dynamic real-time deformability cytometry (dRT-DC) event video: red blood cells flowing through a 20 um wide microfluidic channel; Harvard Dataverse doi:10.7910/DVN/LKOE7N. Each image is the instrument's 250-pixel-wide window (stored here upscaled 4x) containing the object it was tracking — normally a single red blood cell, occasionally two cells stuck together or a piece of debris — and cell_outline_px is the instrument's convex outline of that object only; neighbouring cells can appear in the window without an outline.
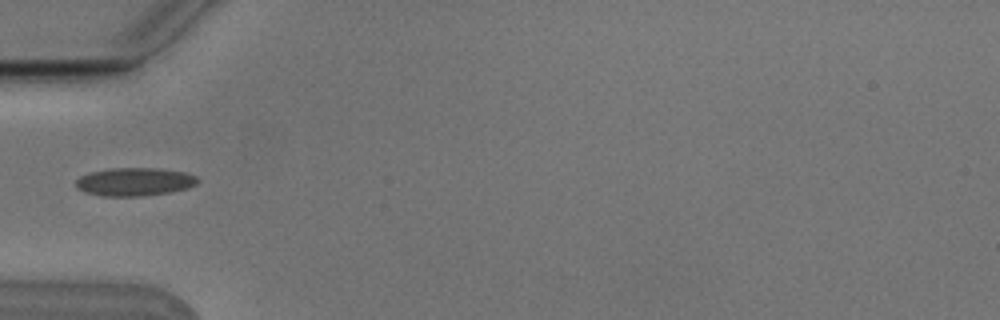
{"species": "Egyptian fruit bat (a non-hibernating species)", "species_latin": "Rousettus aegyptiacus", "temperature_condition": "cold", "stored_images_in_passage": 5, "camera_frame_rate_fps": 3000, "um_per_image_px": 0.085, "animal": {"sex": "male"}, "frame": {"image": 1, "passage_image": 4, "time_ms": 1.0, "image_size_px": [1000, 320], "cell_outline_px": [[200, 180], [196, 184], [188, 188], [172, 192], [140, 196], [100, 196], [84, 192], [76, 188], [76, 180], [80, 176], [88, 172], [108, 168], [156, 168], [184, 172], [196, 176]], "centroid_in_image_um": [11.41, 15.45], "position_along_channel_um": 73.6, "area_um2": 20.23}}